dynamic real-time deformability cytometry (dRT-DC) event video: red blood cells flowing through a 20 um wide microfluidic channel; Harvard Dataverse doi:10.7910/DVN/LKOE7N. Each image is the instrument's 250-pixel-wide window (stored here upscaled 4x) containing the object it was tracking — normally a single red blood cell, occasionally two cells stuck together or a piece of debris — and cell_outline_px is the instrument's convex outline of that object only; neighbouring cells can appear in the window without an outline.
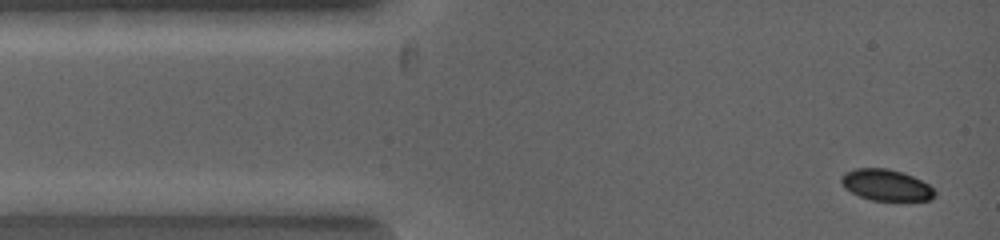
{"species": "common noctule bat (a hibernating species)", "species_latin": "Nyctalus noctula", "temperature_condition": "warm", "stored_images_in_passage": 10, "camera_frame_rate_fps": 5000, "um_per_image_px": 0.085, "animal": {"sex": "female", "body_mass_g": 19.0, "forearm_length_mm": 53.3}, "frame": {"image": 1, "passage_image": 1, "time_ms": 0.0, "image_size_px": [1000, 240], "cell_outline_px": [[936, 196], [932, 200], [872, 200], [860, 196], [844, 188], [840, 180], [840, 176], [844, 172], [856, 168], [888, 168], [912, 176], [928, 184], [936, 192]], "centroid_in_image_um": [75.3, 15.72], "position_along_channel_um": 9.7, "area_um2": 16.99}}
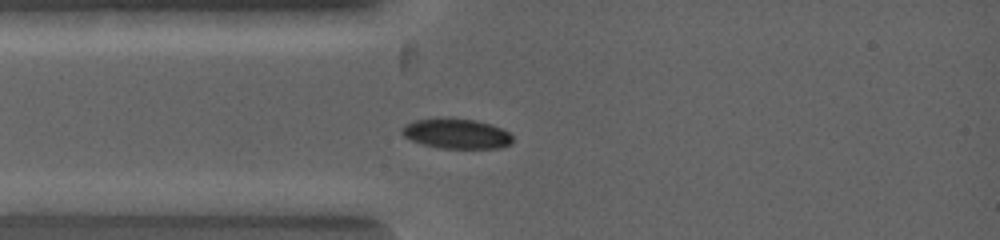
{"frame": {"image": 2, "passage_image": 8, "time_ms": 1.6, "image_size_px": [1000, 240], "cell_outline_px": [[512, 144], [500, 148], [440, 148], [424, 144], [412, 140], [404, 136], [400, 132], [400, 128], [404, 124], [416, 120], [476, 120], [492, 124], [504, 128], [512, 136]], "centroid_in_image_um": [38.85, 11.39], "position_along_channel_um": 46.2, "area_um2": 18.96}}